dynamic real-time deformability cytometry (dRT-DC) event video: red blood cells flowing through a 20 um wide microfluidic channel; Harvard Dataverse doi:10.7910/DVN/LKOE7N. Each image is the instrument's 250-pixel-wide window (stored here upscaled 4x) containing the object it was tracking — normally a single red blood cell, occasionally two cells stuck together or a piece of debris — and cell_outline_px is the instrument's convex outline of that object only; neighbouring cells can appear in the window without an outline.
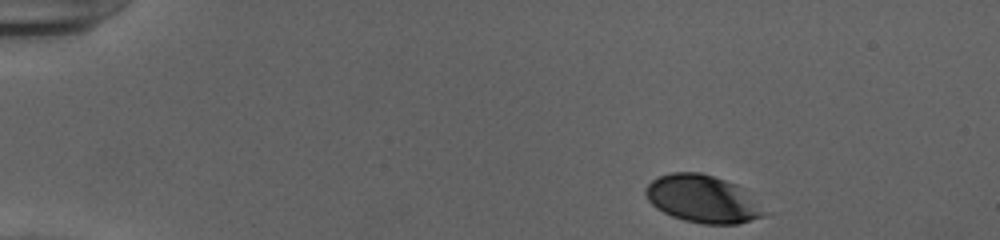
{"species": "human", "species_latin": "Homo sapiens", "temperature_condition": "cold", "stored_images_in_passage": 41, "camera_frame_rate_fps": 3000, "um_per_image_px": 0.085, "donor": {"sex": "female"}, "frame": {"image": 1, "passage_image": 1, "time_ms": 0.0, "image_size_px": [1000, 240], "cell_outline_px": [[764, 216], [736, 224], [704, 224], [684, 220], [672, 216], [656, 208], [648, 200], [644, 192], [644, 188], [652, 180], [660, 176], [672, 172], [700, 172], [736, 184], [764, 212]], "centroid_in_image_um": [59.62, 16.91], "position_along_channel_um": 25.4, "area_um2": 32.08}}
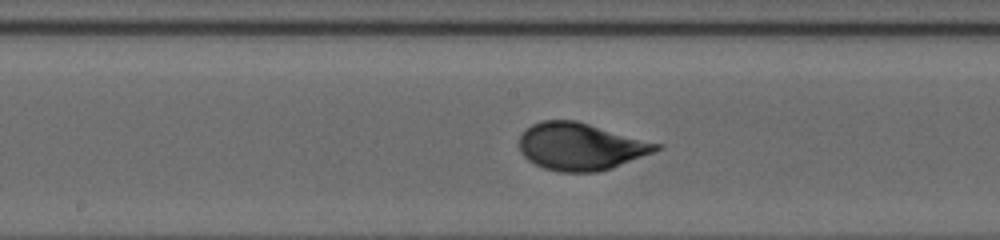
{"frame": {"image": 2, "passage_image": 22, "time_ms": 7.0, "image_size_px": [1000, 240], "cell_outline_px": [[664, 148], [612, 168], [600, 172], [560, 172], [544, 168], [528, 160], [520, 152], [520, 136], [532, 124], [544, 120], [576, 120], [664, 144]], "centroid_in_image_um": [49.4, 12.45], "position_along_channel_um": 198.8, "area_um2": 37.92}}
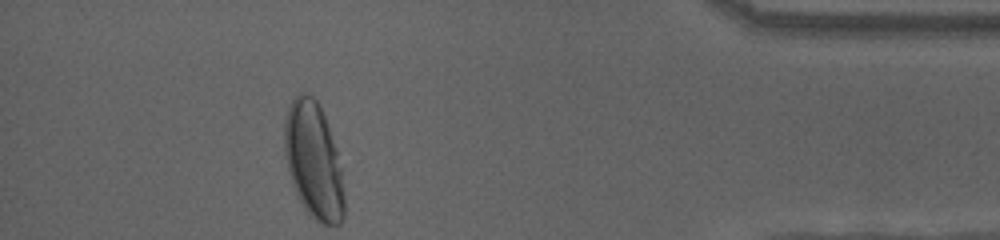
{"frame": {"image": 3, "passage_image": 41, "time_ms": 13.333, "image_size_px": [1000, 240], "cell_outline_px": [[344, 216], [340, 224], [320, 224], [308, 216], [292, 184], [284, 152], [284, 120], [288, 108], [292, 100], [300, 92], [308, 92], [316, 100], [328, 124], [336, 148], [340, 168], [344, 192]], "centroid_in_image_um": [26.64, 13.67], "position_along_channel_um": 408.6, "area_um2": 40.58}, "authors_computed_cell_mechanics": {"area_um2": 37.3966, "velocity_mm_per_s": 3.9482, "shape_relaxation_time_tau1_ms": 3.6965, "shape_relaxation_time_tau2_ms": null, "deformation_change_tau1": 0.1807, "deformation_change_tau2": null}}